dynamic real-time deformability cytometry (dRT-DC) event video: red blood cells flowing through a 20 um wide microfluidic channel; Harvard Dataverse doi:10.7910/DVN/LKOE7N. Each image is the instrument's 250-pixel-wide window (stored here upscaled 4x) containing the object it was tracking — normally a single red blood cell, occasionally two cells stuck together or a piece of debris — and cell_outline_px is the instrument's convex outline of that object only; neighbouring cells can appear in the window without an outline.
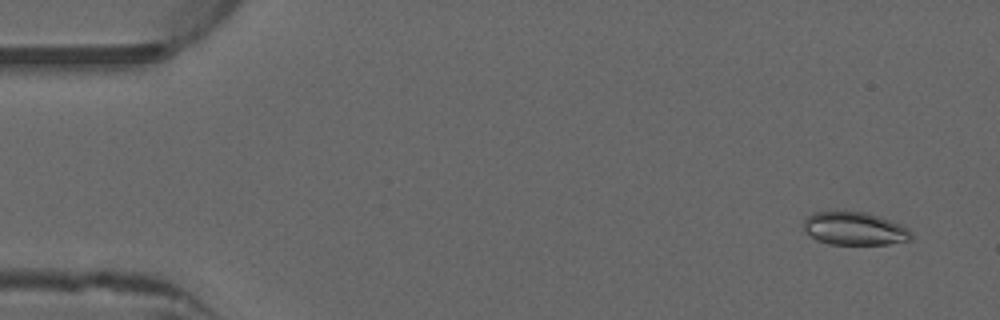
{"species": "common noctule bat (a hibernating species)", "species_latin": "Nyctalus noctula", "temperature_condition": "warm", "stored_images_in_passage": 51, "camera_frame_rate_fps": 3000, "um_per_image_px": 0.085, "animal": {"sex": "male", "forearm_length_mm": 52.5}, "frame": {"image": 1, "passage_image": 3, "time_ms": 0.667, "image_size_px": [1000, 320], "cell_outline_px": [[912, 236], [908, 240], [888, 244], [828, 244], [816, 240], [804, 232], [804, 220], [812, 212], [864, 212], [892, 220], [908, 228], [912, 232]], "centroid_in_image_um": [72.62, 19.44], "position_along_channel_um": 12.4, "area_um2": 20.69}}
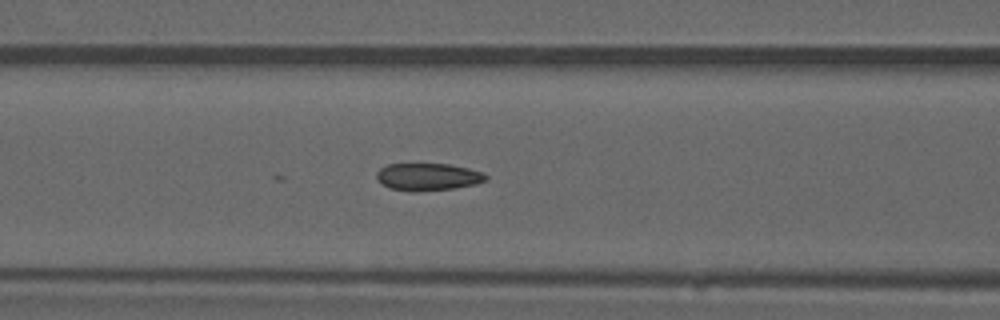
{"frame": {"image": 2, "passage_image": 21, "time_ms": 6.667, "image_size_px": [1000, 320], "cell_outline_px": [[488, 180], [476, 184], [456, 188], [388, 188], [376, 176], [376, 172], [380, 168], [388, 164], [448, 164], [468, 168], [484, 172], [488, 176]], "centroid_in_image_um": [36.46, 14.97], "position_along_channel_um": 130.1, "area_um2": 16.53}}
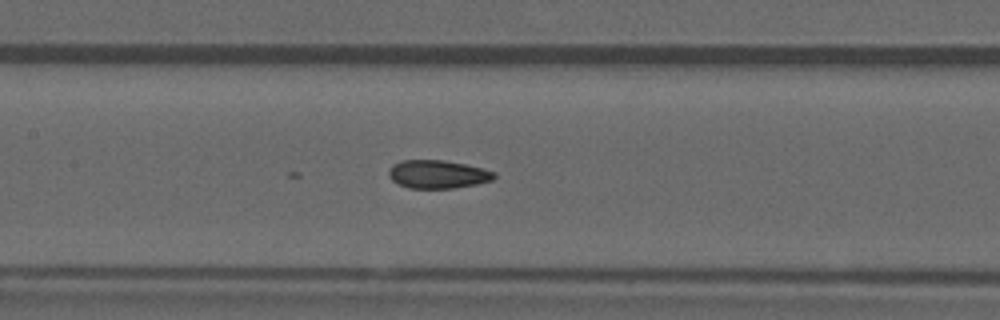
{"frame": {"image": 3, "passage_image": 24, "time_ms": 7.667, "image_size_px": [1000, 320], "cell_outline_px": [[496, 176], [492, 180], [476, 184], [452, 188], [408, 188], [392, 180], [388, 176], [388, 172], [392, 164], [400, 160], [444, 160], [484, 168], [496, 172]], "centroid_in_image_um": [37.2, 14.8], "position_along_channel_um": 170.2, "area_um2": 17.4}}